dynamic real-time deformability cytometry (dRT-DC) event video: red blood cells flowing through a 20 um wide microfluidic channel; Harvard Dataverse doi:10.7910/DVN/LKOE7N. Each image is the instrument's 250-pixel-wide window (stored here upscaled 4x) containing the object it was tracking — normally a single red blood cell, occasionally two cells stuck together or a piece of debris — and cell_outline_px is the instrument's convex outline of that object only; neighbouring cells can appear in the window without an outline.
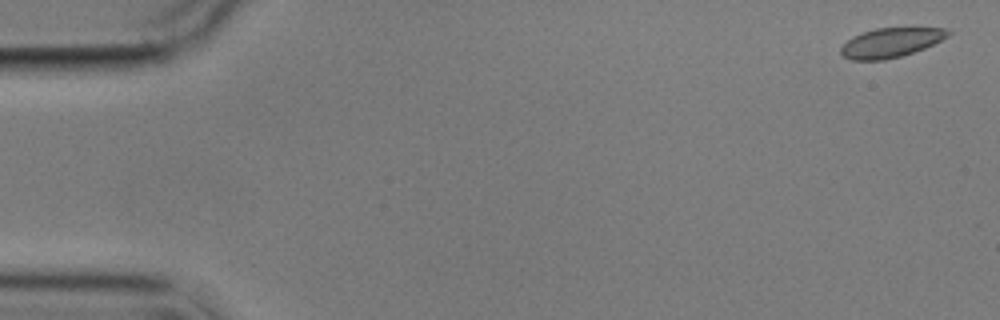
{"species": "common noctule bat (a hibernating species)", "species_latin": "Nyctalus noctula", "temperature_condition": "cold", "stored_images_in_passage": 6, "camera_frame_rate_fps": 3000, "um_per_image_px": 0.085, "animal": {"sex": "male", "body_mass_g": 17.9}, "frame": {"image": 1, "passage_image": 1, "time_ms": 0.0, "image_size_px": [1000, 320], "cell_outline_px": [[952, 32], [948, 36], [924, 48], [900, 56], [884, 60], [852, 60], [844, 56], [840, 52], [840, 48], [852, 36], [876, 28], [944, 28]], "centroid_in_image_um": [75.7, 3.62], "position_along_channel_um": 9.3, "area_um2": 18.09}}
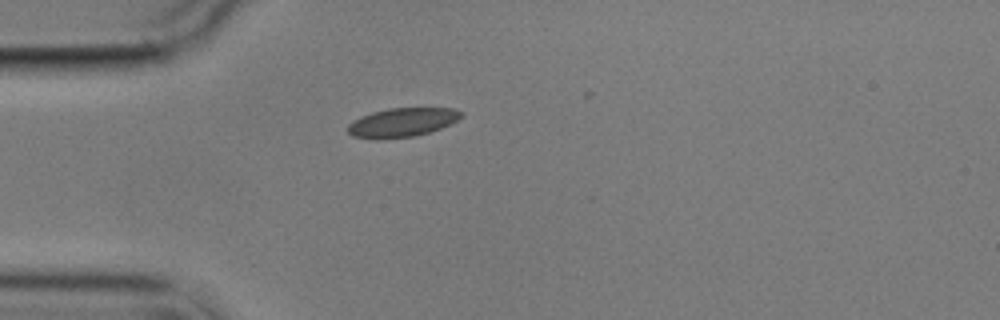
{"frame": {"image": 2, "passage_image": 5, "time_ms": 4.667, "image_size_px": [1000, 320], "cell_outline_px": [[464, 116], [440, 128], [416, 136], [380, 140], [376, 140], [352, 136], [348, 132], [348, 124], [352, 120], [360, 116], [372, 112], [388, 108], [456, 108], [464, 112]], "centroid_in_image_um": [34.15, 10.41], "position_along_channel_um": 50.8, "area_um2": 19.42}}